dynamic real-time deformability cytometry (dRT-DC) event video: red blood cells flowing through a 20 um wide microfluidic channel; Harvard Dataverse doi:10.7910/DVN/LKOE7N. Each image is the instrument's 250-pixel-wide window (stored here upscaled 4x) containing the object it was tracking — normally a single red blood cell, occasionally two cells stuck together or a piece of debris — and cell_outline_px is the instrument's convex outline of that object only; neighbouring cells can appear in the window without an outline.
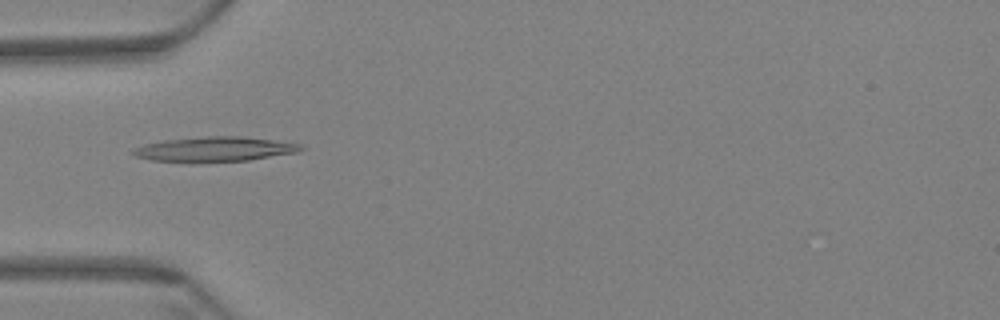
{"species": "Egyptian fruit bat (a non-hibernating species)", "species_latin": "Rousettus aegyptiacus", "temperature_condition": "warm", "stored_images_in_passage": 60, "camera_frame_rate_fps": 3000, "um_per_image_px": 0.085, "animal": {"sex": "female"}, "frame": {"image": 1, "passage_image": 19, "time_ms": 6.0, "image_size_px": [1000, 320], "cell_outline_px": [[304, 148], [300, 152], [248, 160], [152, 160], [136, 156], [128, 152], [144, 144], [164, 140], [204, 136], [240, 136], [272, 140], [300, 144]], "centroid_in_image_um": [18.28, 12.65], "position_along_channel_um": 66.7, "area_um2": 23.35}}
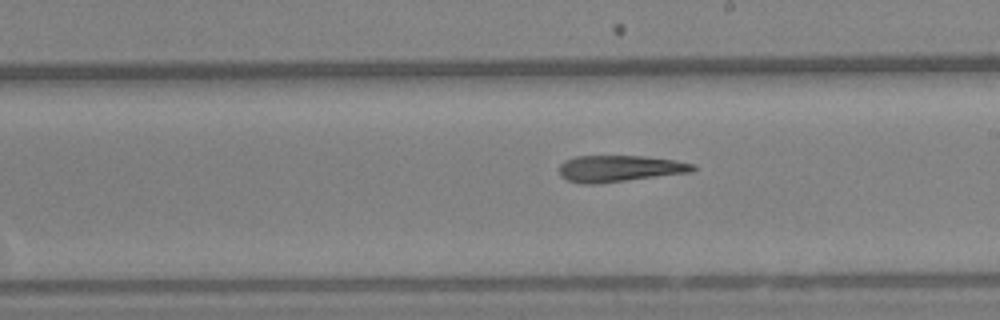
{"frame": {"image": 2, "passage_image": 34, "time_ms": 11.0, "image_size_px": [1000, 320], "cell_outline_px": [[696, 168], [692, 172], [596, 184], [580, 184], [568, 180], [560, 176], [560, 164], [564, 160], [576, 156], [644, 156], [672, 160], [696, 164]], "centroid_in_image_um": [52.64, 14.33], "position_along_channel_um": 236.4, "area_um2": 20.63}}
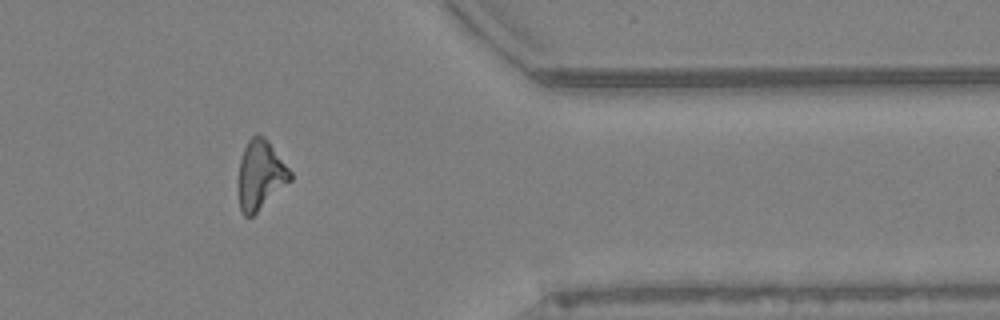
{"frame": {"image": 3, "passage_image": 49, "time_ms": 16.0, "image_size_px": [1000, 320], "cell_outline_px": [[292, 180], [252, 216], [244, 216], [240, 208], [236, 188], [236, 180], [240, 160], [244, 148], [248, 140], [256, 132], [264, 136], [268, 140], [292, 172]], "centroid_in_image_um": [22.1, 14.86], "position_along_channel_um": 389.3, "area_um2": 21.39}}